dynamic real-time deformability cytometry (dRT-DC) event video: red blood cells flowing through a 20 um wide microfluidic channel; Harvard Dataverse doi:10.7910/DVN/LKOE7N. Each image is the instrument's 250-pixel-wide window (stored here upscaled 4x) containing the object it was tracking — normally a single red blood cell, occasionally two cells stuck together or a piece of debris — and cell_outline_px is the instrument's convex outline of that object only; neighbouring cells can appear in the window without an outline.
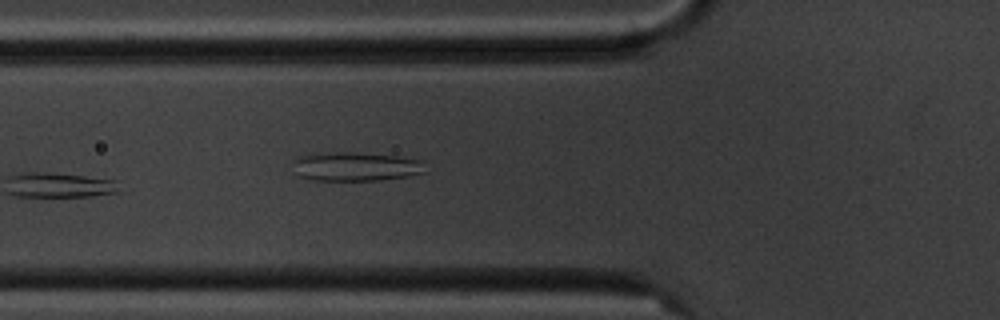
{"species": "common noctule bat (a hibernating species)", "species_latin": "Nyctalus noctula", "temperature_condition": "cold", "stored_images_in_passage": 5, "camera_frame_rate_fps": 3000, "um_per_image_px": 0.085, "animal": {"sex": "male", "body_mass_g": 20.1, "forearm_length_mm": 53.5}, "frame": {"image": 1, "passage_image": 5, "time_ms": 4.667, "image_size_px": [1000, 320], "cell_outline_px": [[428, 172], [408, 176], [380, 180], [312, 180], [296, 176], [296, 156], [336, 152], [356, 152], [396, 156], [424, 160]], "centroid_in_image_um": [30.32, 14.16], "position_along_channel_um": 95.5, "area_um2": 22.43}}